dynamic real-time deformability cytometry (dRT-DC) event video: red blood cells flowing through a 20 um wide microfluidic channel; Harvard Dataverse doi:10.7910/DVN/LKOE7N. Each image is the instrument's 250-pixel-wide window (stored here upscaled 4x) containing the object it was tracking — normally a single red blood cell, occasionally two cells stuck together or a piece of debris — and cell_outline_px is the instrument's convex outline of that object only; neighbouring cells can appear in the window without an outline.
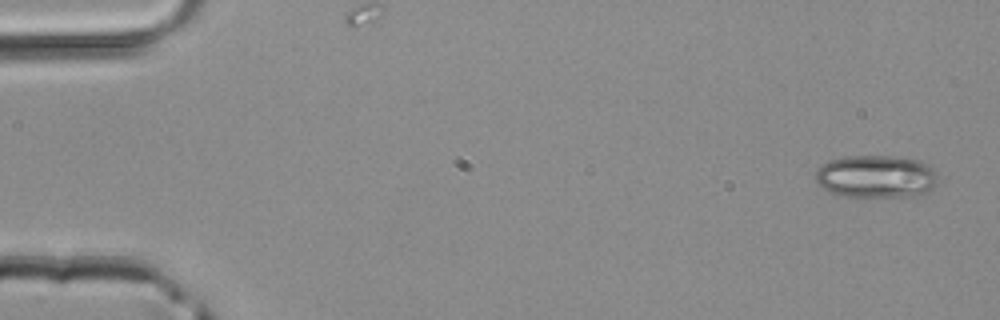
{"species": "common noctule bat (a hibernating species)", "species_latin": "Nyctalus noctula", "temperature_condition": "room temperature", "stored_images_in_passage": 4, "camera_frame_rate_fps": 3000, "um_per_image_px": 0.085, "animal": {"sex": "male", "body_mass_g": 20.4}, "frame": {"image": 1, "passage_image": 1, "time_ms": 0.0, "image_size_px": [1000, 320], "cell_outline_px": [[936, 184], [932, 188], [924, 192], [912, 196], [836, 196], [816, 184], [816, 168], [832, 160], [844, 156], [892, 156], [920, 160], [928, 164], [936, 172]], "centroid_in_image_um": [74.43, 15.0], "position_along_channel_um": 10.6, "area_um2": 30.46}}